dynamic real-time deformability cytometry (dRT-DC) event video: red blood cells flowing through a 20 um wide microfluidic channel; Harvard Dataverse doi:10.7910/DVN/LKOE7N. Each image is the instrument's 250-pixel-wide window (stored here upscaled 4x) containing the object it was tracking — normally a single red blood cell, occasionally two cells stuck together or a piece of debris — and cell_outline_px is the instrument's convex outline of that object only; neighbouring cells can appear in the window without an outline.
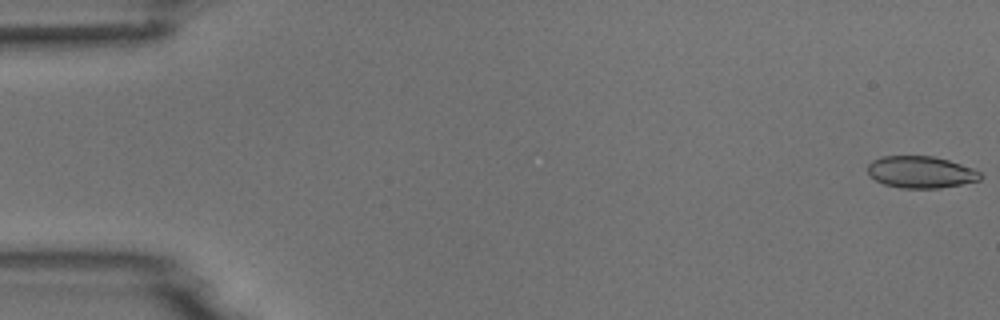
{"species": "common noctule bat (a hibernating species)", "species_latin": "Nyctalus noctula", "temperature_condition": "room temperature", "stored_images_in_passage": 6, "camera_frame_rate_fps": 3000, "um_per_image_px": 0.085, "animal": {"sex": "male", "body_mass_g": 18.8}, "frame": {"image": 1, "passage_image": 1, "time_ms": 0.0, "image_size_px": [1000, 320], "cell_outline_px": [[984, 176], [980, 180], [940, 188], [900, 188], [884, 184], [876, 180], [868, 172], [868, 164], [872, 160], [880, 156], [932, 156], [948, 160], [972, 168], [980, 172]], "centroid_in_image_um": [78.27, 14.62], "position_along_channel_um": 6.7, "area_um2": 20.87}}
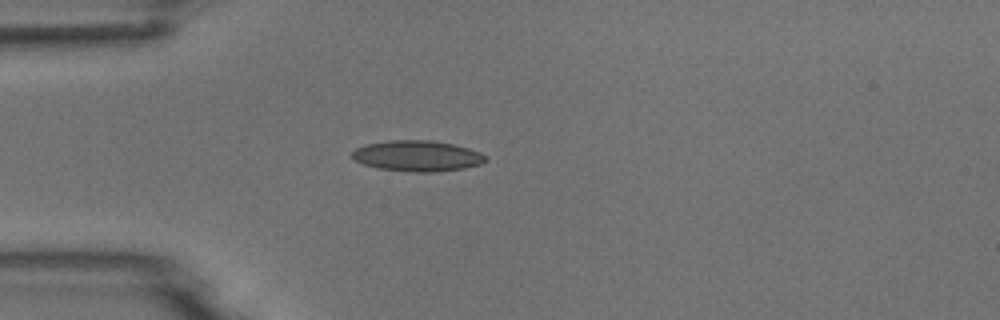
{"frame": {"image": 2, "passage_image": 5, "time_ms": 4.667, "image_size_px": [1000, 320], "cell_outline_px": [[488, 160], [480, 164], [464, 168], [432, 172], [412, 172], [380, 168], [364, 164], [356, 160], [352, 156], [352, 152], [356, 148], [364, 144], [388, 140], [432, 140], [452, 144], [468, 148], [480, 152]], "centroid_in_image_um": [35.47, 13.24], "position_along_channel_um": 49.5, "area_um2": 23.81}}